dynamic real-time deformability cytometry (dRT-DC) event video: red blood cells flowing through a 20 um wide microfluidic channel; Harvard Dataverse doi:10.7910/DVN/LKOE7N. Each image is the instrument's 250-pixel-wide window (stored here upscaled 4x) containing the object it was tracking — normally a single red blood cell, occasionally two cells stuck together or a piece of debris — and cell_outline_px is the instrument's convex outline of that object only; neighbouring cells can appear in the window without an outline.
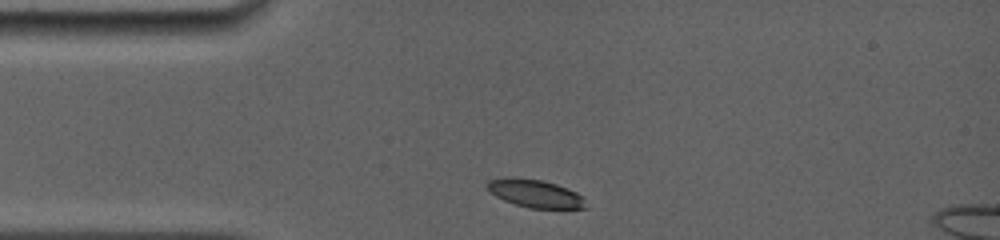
{"species": "common noctule bat (a hibernating species)", "species_latin": "Nyctalus noctula", "temperature_condition": "room temperature", "stored_images_in_passage": 7, "camera_frame_rate_fps": 5000, "um_per_image_px": 0.085, "animal": {"sex": "female", "body_mass_g": 19.0, "forearm_length_mm": 56.7}, "frame": {"image": 1, "passage_image": 1, "time_ms": 0.0, "image_size_px": [1000, 240], "cell_outline_px": [[588, 208], [528, 208], [504, 200], [496, 196], [484, 188], [484, 184], [488, 180], [508, 176], [544, 180], [568, 188], [584, 196]], "centroid_in_image_um": [45.46, 16.43], "position_along_channel_um": 39.5, "area_um2": 16.42}}
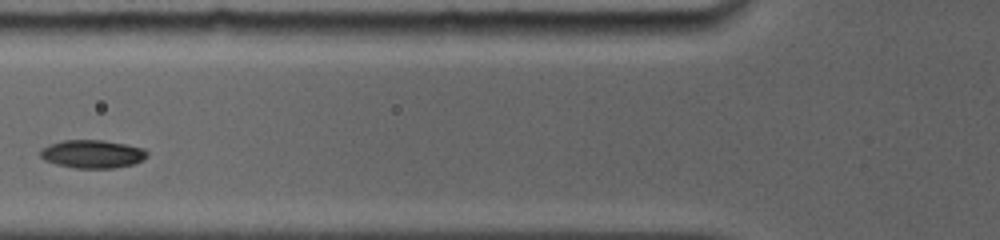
{"frame": {"image": 2, "passage_image": 4, "time_ms": 2.6, "image_size_px": [1000, 240], "cell_outline_px": [[148, 156], [132, 164], [116, 168], [76, 168], [56, 164], [44, 160], [40, 156], [40, 152], [48, 144], [64, 140], [104, 140], [144, 148], [148, 152]], "centroid_in_image_um": [7.85, 13.09], "position_along_channel_um": 117.9, "area_um2": 17.46}}
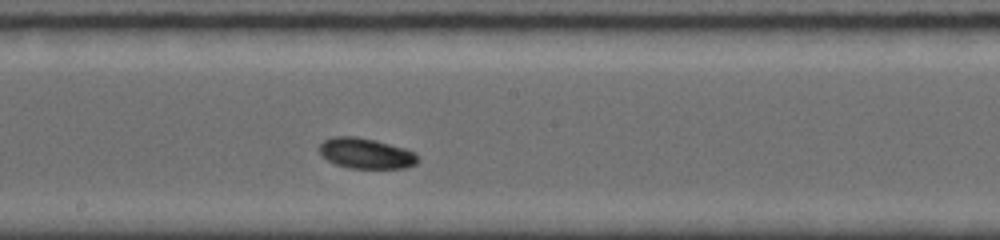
{"frame": {"image": 3, "passage_image": 7, "time_ms": 5.2, "image_size_px": [1000, 240], "cell_outline_px": [[420, 160], [416, 164], [404, 168], [348, 168], [336, 164], [328, 160], [320, 152], [320, 144], [324, 140], [332, 136], [356, 136], [404, 148], [416, 152]], "centroid_in_image_um": [31.13, 13.04], "position_along_channel_um": 217.1, "area_um2": 17.4}}